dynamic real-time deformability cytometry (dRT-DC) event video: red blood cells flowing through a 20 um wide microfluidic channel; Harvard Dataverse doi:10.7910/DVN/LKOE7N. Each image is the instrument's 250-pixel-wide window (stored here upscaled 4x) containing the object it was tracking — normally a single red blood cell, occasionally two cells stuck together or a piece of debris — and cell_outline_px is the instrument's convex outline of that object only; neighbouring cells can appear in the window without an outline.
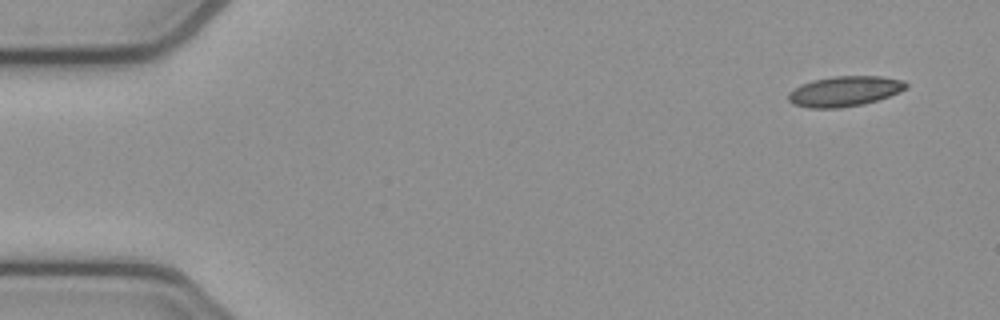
{"species": "common noctule bat (a hibernating species)", "species_latin": "Nyctalus noctula", "temperature_condition": "cold", "stored_images_in_passage": 6, "camera_frame_rate_fps": 3000, "um_per_image_px": 0.085, "animal": {"sex": "female", "body_mass_g": 21.9}, "frame": {"image": 1, "passage_image": 1, "time_ms": 0.0, "image_size_px": [1000, 320], "cell_outline_px": [[908, 88], [900, 92], [864, 104], [840, 108], [808, 108], [792, 104], [788, 100], [788, 92], [800, 84], [812, 80], [832, 76], [880, 76], [904, 80], [908, 84]], "centroid_in_image_um": [71.77, 7.75], "position_along_channel_um": 13.2, "area_um2": 20.98}}
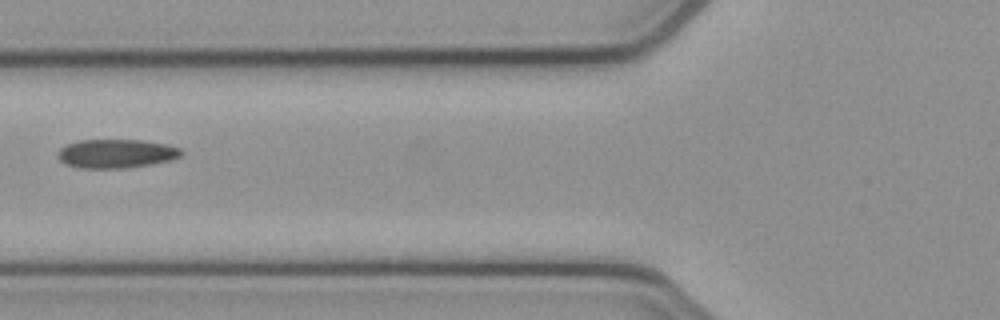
{"frame": {"image": 2, "passage_image": 5, "time_ms": 1.333, "image_size_px": [1000, 320], "cell_outline_px": [[184, 152], [180, 156], [172, 160], [152, 164], [124, 168], [76, 168], [64, 164], [56, 156], [56, 152], [60, 148], [68, 144], [80, 140], [144, 140], [168, 144], [180, 148]], "centroid_in_image_um": [9.87, 13.06], "position_along_channel_um": 115.9, "area_um2": 21.04}}
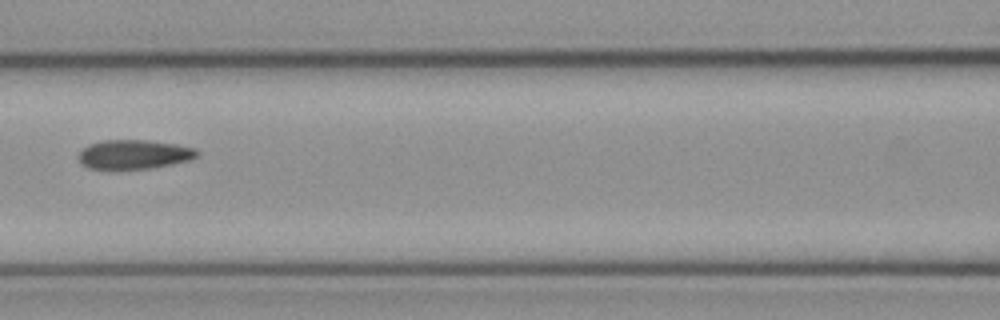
{"frame": {"image": 3, "passage_image": 6, "time_ms": 1.667, "image_size_px": [1000, 320], "cell_outline_px": [[200, 156], [192, 160], [152, 168], [116, 172], [112, 172], [88, 168], [80, 164], [76, 156], [88, 144], [104, 140], [148, 140], [176, 144], [196, 148], [200, 152]], "centroid_in_image_um": [11.36, 13.17], "position_along_channel_um": 155.2, "area_um2": 21.33}}